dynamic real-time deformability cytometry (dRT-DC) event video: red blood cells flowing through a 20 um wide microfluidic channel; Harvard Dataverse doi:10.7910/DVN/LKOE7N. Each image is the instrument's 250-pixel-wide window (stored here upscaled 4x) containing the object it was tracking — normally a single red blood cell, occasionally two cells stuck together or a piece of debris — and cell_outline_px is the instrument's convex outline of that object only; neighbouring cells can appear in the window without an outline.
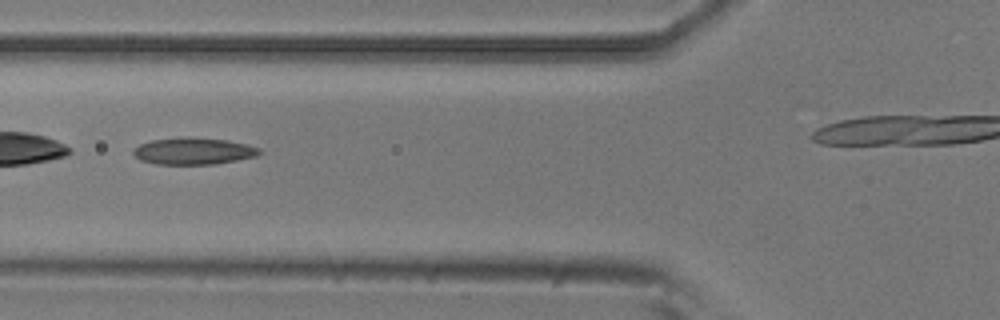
{"species": "common noctule bat (a hibernating species)", "species_latin": "Nyctalus noctula", "temperature_condition": "room temperature", "stored_images_in_passage": 29, "camera_frame_rate_fps": 3000, "um_per_image_px": 0.085, "animal": {"sex": "male", "body_mass_g": 20.5, "forearm_length_mm": 52.5}, "frame": {"image": 1, "passage_image": 5, "time_ms": 1.333, "image_size_px": [1000, 320], "cell_outline_px": [[264, 152], [256, 156], [216, 164], [156, 164], [140, 160], [132, 152], [132, 148], [140, 144], [152, 140], [228, 140], [248, 144], [260, 148]], "centroid_in_image_um": [16.49, 12.89], "position_along_channel_um": 109.3, "area_um2": 18.84}}